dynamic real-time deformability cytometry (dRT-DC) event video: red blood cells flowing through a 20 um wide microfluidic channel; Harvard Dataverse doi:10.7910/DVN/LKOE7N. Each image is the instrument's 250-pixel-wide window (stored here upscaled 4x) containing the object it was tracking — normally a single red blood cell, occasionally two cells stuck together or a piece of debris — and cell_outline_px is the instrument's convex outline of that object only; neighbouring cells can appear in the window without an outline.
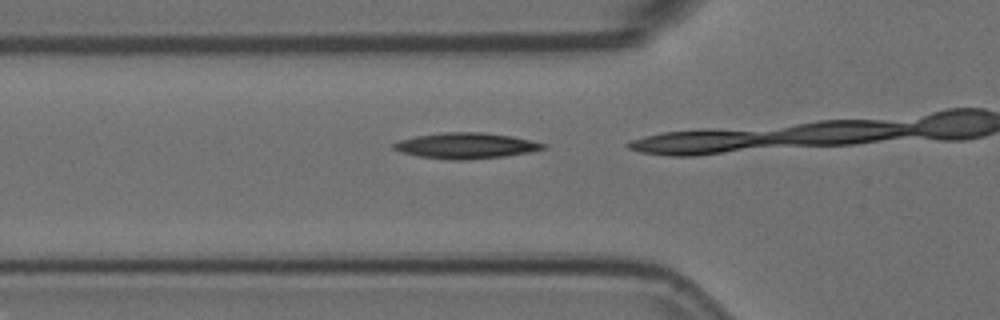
{"species": "Egyptian fruit bat (a non-hibernating species)", "species_latin": "Rousettus aegyptiacus", "temperature_condition": "room temperature", "stored_images_in_passage": 16, "camera_frame_rate_fps": 3000, "um_per_image_px": 0.085, "animal": {"sex": "female"}, "frame": {"image": 1, "passage_image": 15, "time_ms": 4.667, "image_size_px": [1000, 320], "cell_outline_px": [[548, 148], [528, 152], [504, 156], [468, 160], [448, 160], [416, 156], [400, 152], [392, 148], [392, 144], [400, 140], [416, 136], [444, 132], [484, 132], [512, 136], [532, 140], [548, 144]], "centroid_in_image_um": [39.62, 12.39], "position_along_channel_um": 86.2, "area_um2": 22.72}}